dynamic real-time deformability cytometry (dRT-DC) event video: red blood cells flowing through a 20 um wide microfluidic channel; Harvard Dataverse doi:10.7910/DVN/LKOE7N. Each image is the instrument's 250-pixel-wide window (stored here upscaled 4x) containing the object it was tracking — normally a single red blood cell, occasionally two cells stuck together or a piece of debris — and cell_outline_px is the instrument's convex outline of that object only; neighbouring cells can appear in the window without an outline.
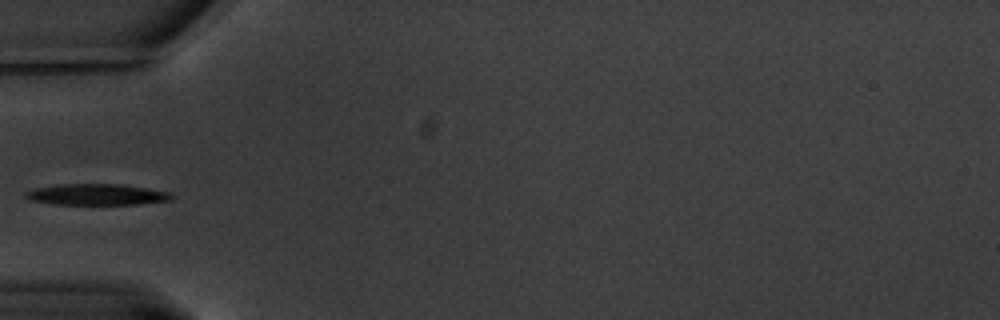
{"species": "common noctule bat (a hibernating species)", "species_latin": "Nyctalus noctula", "temperature_condition": "warm", "stored_images_in_passage": 42, "camera_frame_rate_fps": 3000, "um_per_image_px": 0.085, "animal": {"sex": "male", "body_mass_g": 20.1, "forearm_length_mm": 53.5}, "frame": {"image": 1, "passage_image": 1, "time_ms": 0.0, "image_size_px": [1000, 320], "cell_outline_px": [[176, 196], [172, 200], [136, 204], [52, 204], [32, 200], [24, 196], [24, 192], [36, 188], [60, 184], [120, 184], [172, 192]], "centroid_in_image_um": [8.27, 16.53], "position_along_channel_um": 76.7, "area_um2": 17.98}}
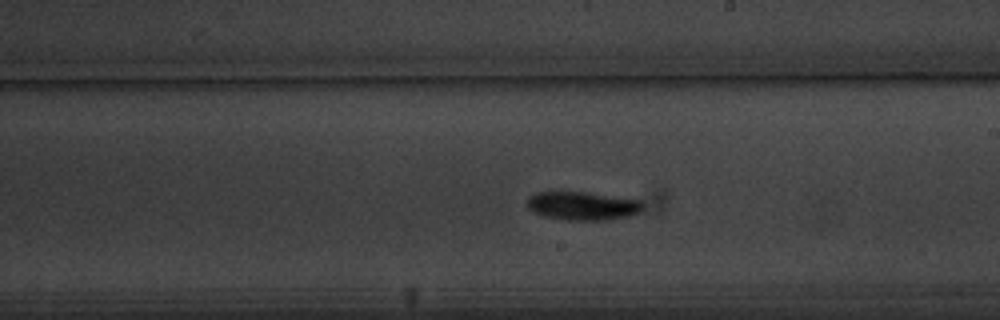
{"frame": {"image": 2, "passage_image": 16, "time_ms": 5.0, "image_size_px": [1000, 320], "cell_outline_px": [[644, 208], [640, 212], [628, 216], [608, 220], [564, 220], [540, 216], [532, 212], [524, 204], [528, 196], [536, 192], [584, 192], [640, 200], [644, 204]], "centroid_in_image_um": [49.45, 17.51], "position_along_channel_um": 239.5, "area_um2": 19.54}}
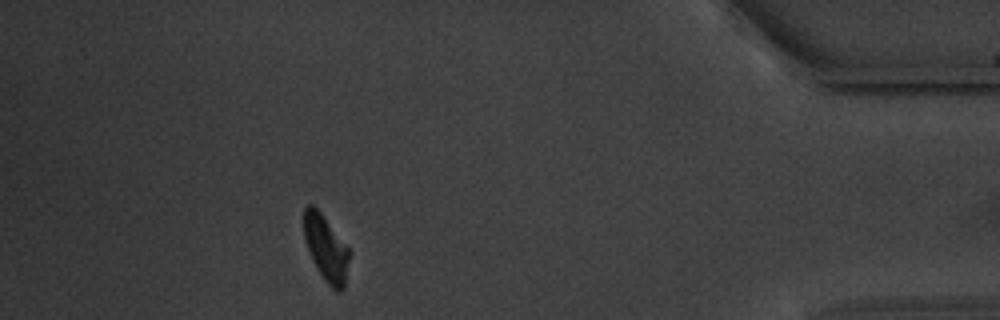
{"frame": {"image": 3, "passage_image": 36, "time_ms": 11.667, "image_size_px": [1000, 320], "cell_outline_px": [[348, 260], [344, 288], [340, 292], [336, 292], [324, 280], [312, 260], [304, 240], [304, 208], [308, 204], [312, 204], [320, 212], [348, 248]], "centroid_in_image_um": [27.67, 21.12], "position_along_channel_um": 407.5, "area_um2": 16.99}}